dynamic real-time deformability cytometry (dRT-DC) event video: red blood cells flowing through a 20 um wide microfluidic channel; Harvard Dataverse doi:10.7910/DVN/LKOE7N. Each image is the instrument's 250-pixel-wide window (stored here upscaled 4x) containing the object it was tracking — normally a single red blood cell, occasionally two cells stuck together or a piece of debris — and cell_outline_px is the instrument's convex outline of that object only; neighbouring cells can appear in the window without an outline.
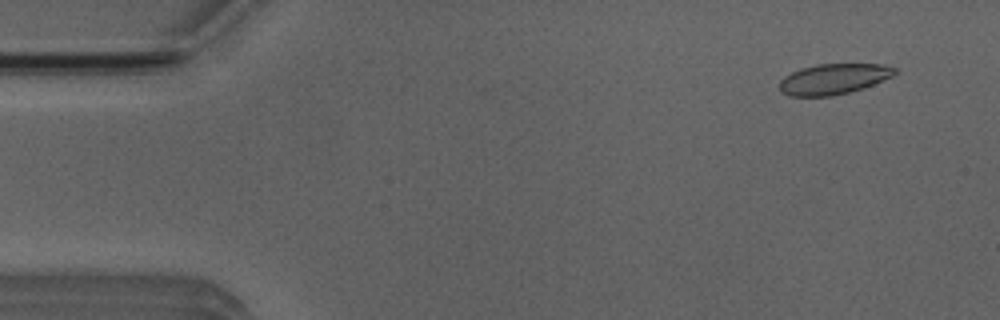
{"species": "Egyptian fruit bat (a non-hibernating species)", "species_latin": "Rousettus aegyptiacus", "temperature_condition": "room temperature", "stored_images_in_passage": 4, "camera_frame_rate_fps": 3000, "um_per_image_px": 0.085, "animal": {"sex": "male"}, "frame": {"image": 1, "passage_image": 2, "time_ms": 1.0, "image_size_px": [1000, 320], "cell_outline_px": [[896, 72], [892, 76], [872, 84], [848, 92], [832, 96], [788, 96], [780, 92], [780, 80], [784, 76], [800, 68], [816, 64], [884, 64], [896, 68]], "centroid_in_image_um": [70.8, 6.71], "position_along_channel_um": 14.2, "area_um2": 20.4}}
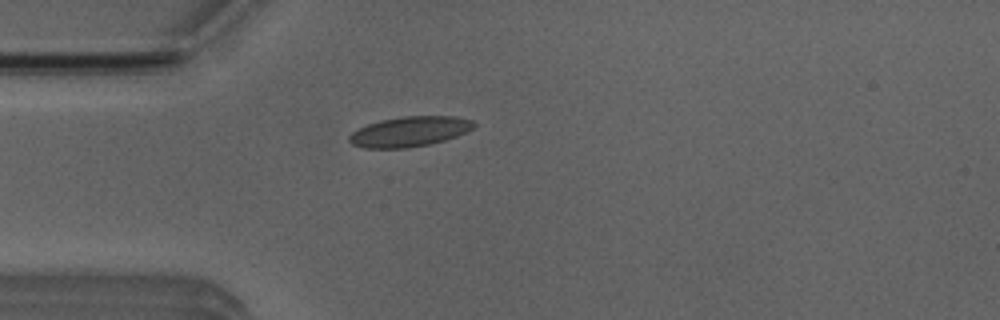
{"frame": {"image": 2, "passage_image": 4, "time_ms": 4.333, "image_size_px": [1000, 320], "cell_outline_px": [[476, 124], [472, 128], [456, 136], [444, 140], [428, 144], [408, 148], [364, 148], [352, 144], [348, 140], [348, 136], [352, 132], [368, 124], [380, 120], [404, 116], [456, 116], [472, 120]], "centroid_in_image_um": [34.79, 11.18], "position_along_channel_um": 50.2, "area_um2": 21.73}}